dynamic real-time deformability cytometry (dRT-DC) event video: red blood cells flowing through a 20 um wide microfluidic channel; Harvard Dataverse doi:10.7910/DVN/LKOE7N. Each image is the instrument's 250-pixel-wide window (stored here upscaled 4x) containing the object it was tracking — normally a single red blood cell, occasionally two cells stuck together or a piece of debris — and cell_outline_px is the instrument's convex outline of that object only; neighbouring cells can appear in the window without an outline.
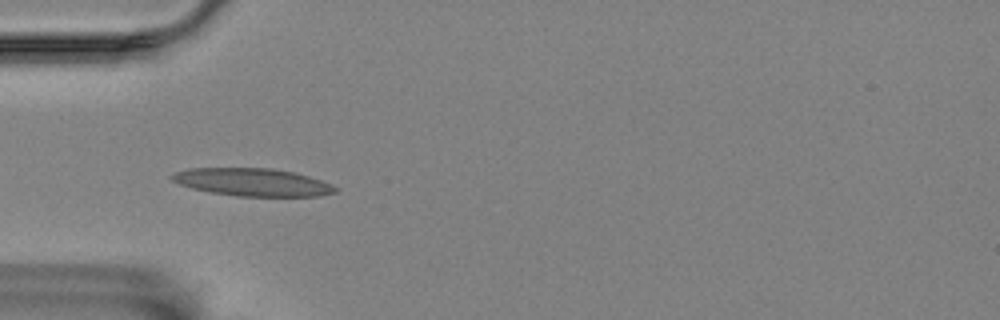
{"species": "Egyptian fruit bat (a non-hibernating species)", "species_latin": "Rousettus aegyptiacus", "temperature_condition": "room temperature", "stored_images_in_passage": 3, "camera_frame_rate_fps": 3000, "um_per_image_px": 0.085, "animal": {"sex": "female"}, "frame": {"image": 1, "passage_image": 2, "time_ms": 1.333, "image_size_px": [1000, 320], "cell_outline_px": [[340, 188], [336, 192], [320, 196], [236, 196], [208, 192], [192, 188], [180, 184], [172, 180], [168, 176], [176, 172], [192, 168], [272, 168], [292, 172], [308, 176], [320, 180]], "centroid_in_image_um": [21.46, 15.49], "position_along_channel_um": 63.5, "area_um2": 26.36}}
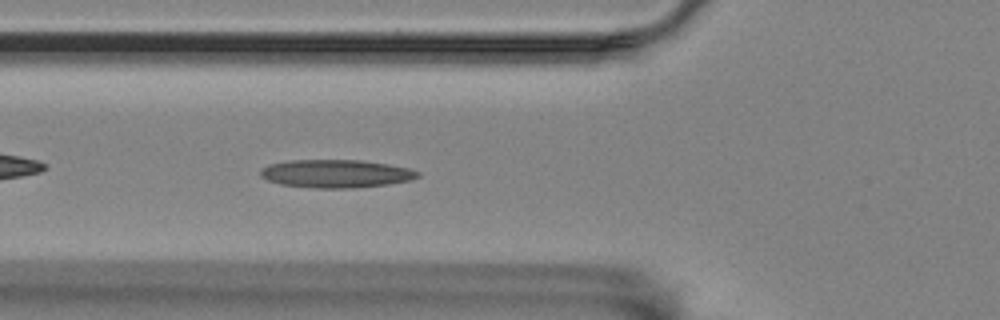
{"frame": {"image": 2, "passage_image": 3, "time_ms": 2.333, "image_size_px": [1000, 320], "cell_outline_px": [[420, 176], [412, 180], [388, 184], [352, 188], [312, 188], [280, 184], [268, 180], [260, 176], [260, 168], [268, 164], [292, 160], [360, 160], [388, 164], [408, 168], [420, 172]], "centroid_in_image_um": [28.55, 14.76], "position_along_channel_um": 97.3, "area_um2": 25.84}}